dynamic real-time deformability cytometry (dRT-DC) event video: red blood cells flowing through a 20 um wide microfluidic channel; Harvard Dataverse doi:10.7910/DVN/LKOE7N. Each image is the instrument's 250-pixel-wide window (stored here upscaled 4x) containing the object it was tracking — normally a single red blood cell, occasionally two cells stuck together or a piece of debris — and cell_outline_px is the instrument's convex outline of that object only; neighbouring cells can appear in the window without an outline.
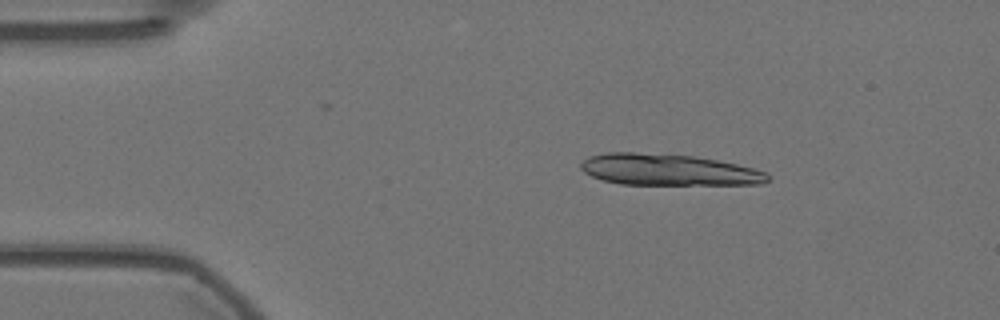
{"species": "Egyptian fruit bat (a non-hibernating species)", "species_latin": "Rousettus aegyptiacus", "temperature_condition": "warm", "stored_images_in_passage": 55, "segment_of_instrument_passage": [1, 2], "camera_frame_rate_fps": 3000, "um_per_image_px": 0.085, "animal": {"sex": "female"}, "frame": {"image": 1, "passage_image": 8, "time_ms": 2.333, "image_size_px": [1000, 320], "cell_outline_px": [[768, 180], [760, 184], [620, 184], [604, 180], [592, 176], [584, 172], [580, 168], [580, 164], [588, 156], [608, 152], [636, 152], [692, 156], [716, 160], [736, 164], [752, 168], [764, 172], [768, 176]], "centroid_in_image_um": [56.75, 14.42], "position_along_channel_um": 28.3, "area_um2": 33.76}}